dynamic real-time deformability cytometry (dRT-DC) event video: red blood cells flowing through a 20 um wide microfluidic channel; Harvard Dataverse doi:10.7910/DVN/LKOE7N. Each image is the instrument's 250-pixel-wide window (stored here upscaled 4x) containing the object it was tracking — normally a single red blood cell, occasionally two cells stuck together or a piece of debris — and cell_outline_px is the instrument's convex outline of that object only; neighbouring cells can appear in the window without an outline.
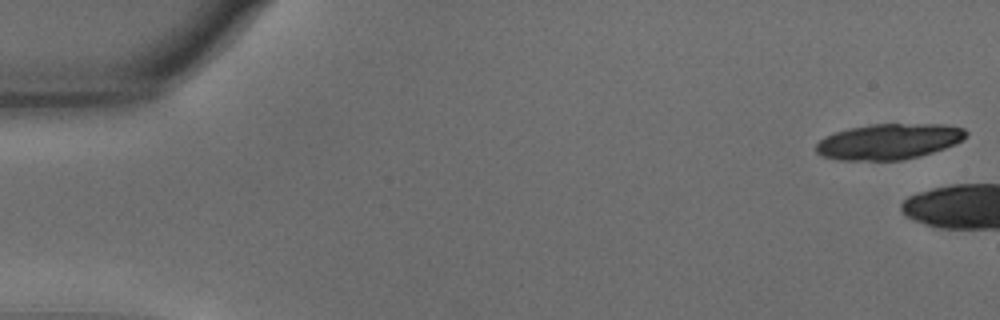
{"species": "common noctule bat (a hibernating species)", "species_latin": "Nyctalus noctula", "temperature_condition": "warm", "stored_images_in_passage": 20, "camera_frame_rate_fps": 3000, "um_per_image_px": 0.085, "animal": {"sex": "male", "body_mass_g": 15.6}, "frame": {"image": 1, "passage_image": 1, "time_ms": 0.0, "image_size_px": [1000, 320], "cell_outline_px": [[968, 132], [956, 144], [920, 156], [904, 160], [840, 160], [820, 156], [816, 152], [816, 144], [824, 136], [848, 128], [872, 124], [944, 124], [964, 128]], "centroid_in_image_um": [75.52, 12.03], "position_along_channel_um": 9.5, "area_um2": 31.21}}